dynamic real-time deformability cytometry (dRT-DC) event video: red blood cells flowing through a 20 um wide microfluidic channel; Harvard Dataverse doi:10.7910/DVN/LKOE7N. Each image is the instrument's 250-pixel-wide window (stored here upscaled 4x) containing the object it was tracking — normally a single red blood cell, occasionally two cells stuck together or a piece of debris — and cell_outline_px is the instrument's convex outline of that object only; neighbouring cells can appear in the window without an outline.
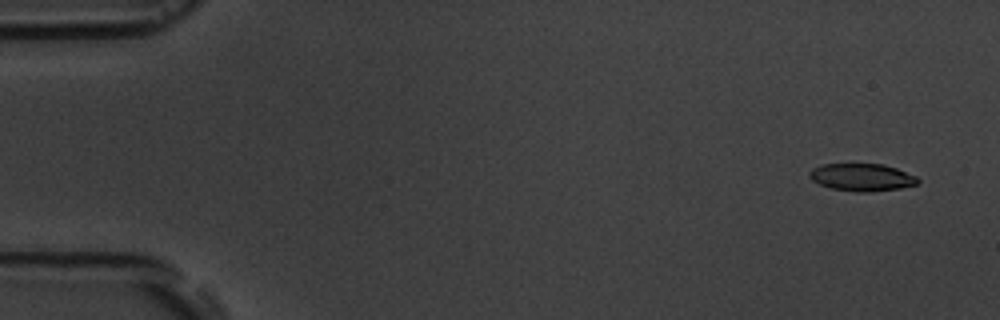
{"species": "common noctule bat (a hibernating species)", "species_latin": "Nyctalus noctula", "temperature_condition": "room temperature", "stored_images_in_passage": 4, "camera_frame_rate_fps": 3000, "um_per_image_px": 0.085, "animal": {"sex": "male", "body_mass_g": 19.5, "forearm_length_mm": 54.6}, "frame": {"image": 1, "passage_image": 1, "time_ms": 0.0, "image_size_px": [1000, 320], "cell_outline_px": [[920, 180], [916, 184], [900, 188], [868, 192], [856, 192], [832, 188], [820, 184], [812, 180], [808, 176], [808, 172], [812, 168], [820, 164], [884, 164], [896, 168], [916, 176]], "centroid_in_image_um": [73.23, 15.06], "position_along_channel_um": 11.8, "area_um2": 17.34}}
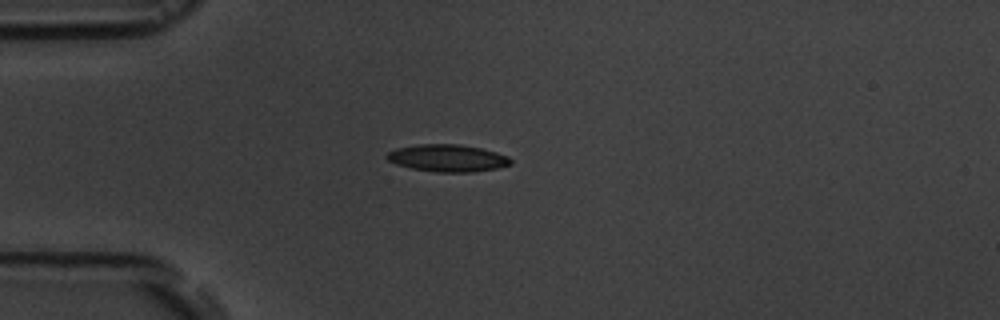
{"frame": {"image": 2, "passage_image": 4, "time_ms": 4.0, "image_size_px": [1000, 320], "cell_outline_px": [[512, 164], [496, 168], [472, 172], [436, 172], [412, 168], [396, 164], [388, 160], [384, 156], [388, 152], [396, 148], [416, 144], [460, 144], [480, 148], [496, 152], [508, 156], [512, 160]], "centroid_in_image_um": [38.03, 13.43], "position_along_channel_um": 47.0, "area_um2": 19.65}}